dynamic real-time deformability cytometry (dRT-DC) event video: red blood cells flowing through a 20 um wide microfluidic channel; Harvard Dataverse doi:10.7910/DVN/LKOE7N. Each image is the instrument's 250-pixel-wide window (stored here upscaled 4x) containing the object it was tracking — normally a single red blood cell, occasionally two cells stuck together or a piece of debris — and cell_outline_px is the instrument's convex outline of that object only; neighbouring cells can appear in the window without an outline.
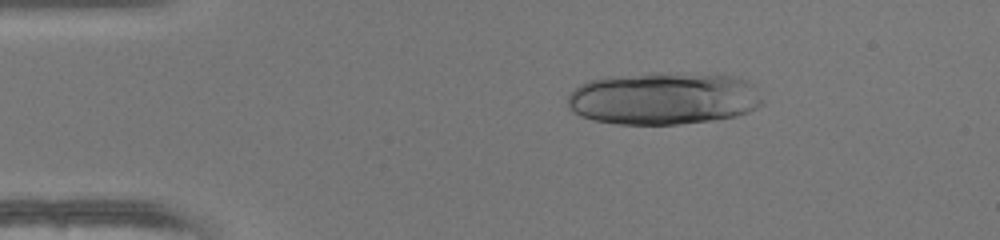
{"species": "human", "species_latin": "Homo sapiens", "temperature_condition": "warm", "stored_images_in_passage": 47, "camera_frame_rate_fps": 3000, "um_per_image_px": 0.085, "donor": {"sex": "female"}, "frame": {"image": 1, "passage_image": 8, "time_ms": 2.333, "image_size_px": [1000, 240], "cell_outline_px": [[764, 104], [748, 112], [736, 116], [716, 120], [680, 124], [616, 124], [596, 120], [580, 116], [572, 112], [568, 104], [568, 96], [580, 84], [588, 80], [608, 76], [668, 72], [684, 72], [732, 76], [748, 80], [756, 84], [764, 100]], "centroid_in_image_um": [56.47, 8.35], "position_along_channel_um": 28.5, "area_um2": 60.52}}